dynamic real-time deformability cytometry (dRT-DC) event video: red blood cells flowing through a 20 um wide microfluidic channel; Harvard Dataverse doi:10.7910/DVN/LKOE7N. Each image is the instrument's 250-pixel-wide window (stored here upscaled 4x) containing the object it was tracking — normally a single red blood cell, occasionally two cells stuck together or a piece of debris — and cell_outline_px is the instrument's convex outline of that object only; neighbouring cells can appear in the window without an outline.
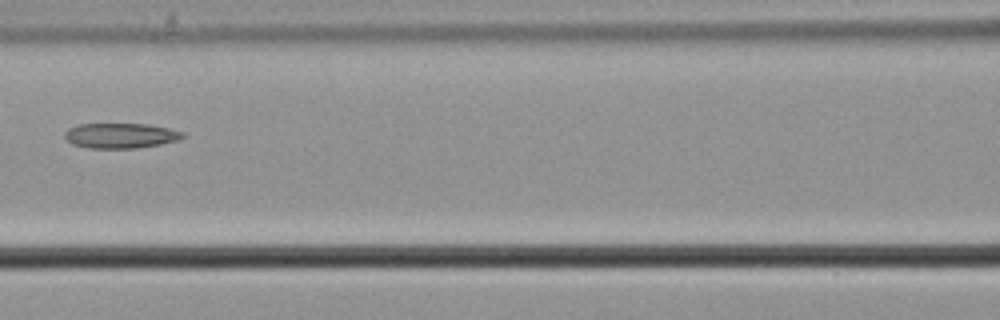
{"species": "common noctule bat (a hibernating species)", "species_latin": "Nyctalus noctula", "temperature_condition": "cold", "stored_images_in_passage": 9, "camera_frame_rate_fps": 3000, "um_per_image_px": 0.085, "animal": {"sex": "male", "body_mass_g": 21.5, "forearm_length_mm": 52.0}, "frame": {"image": 1, "passage_image": 6, "time_ms": 1.667, "image_size_px": [1000, 320], "cell_outline_px": [[184, 136], [180, 140], [160, 144], [136, 148], [88, 148], [72, 144], [64, 136], [64, 132], [68, 128], [80, 124], [148, 124], [168, 128], [184, 132]], "centroid_in_image_um": [10.25, 11.53], "position_along_channel_um": 156.3, "area_um2": 17.28}}
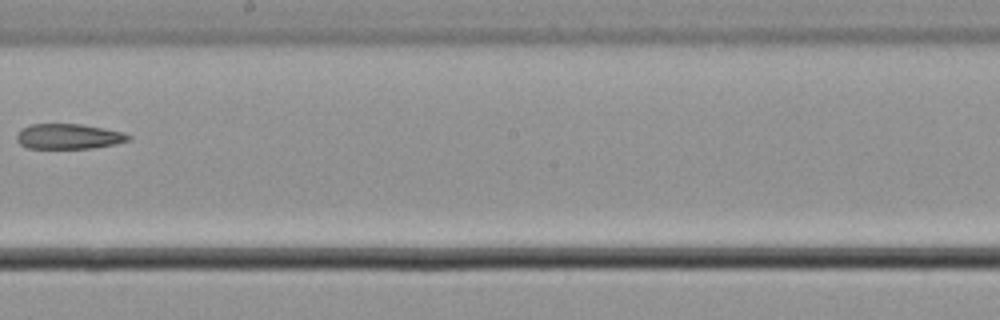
{"frame": {"image": 2, "passage_image": 8, "time_ms": 2.333, "image_size_px": [1000, 320], "cell_outline_px": [[132, 140], [116, 144], [92, 148], [28, 148], [20, 144], [16, 140], [16, 136], [20, 128], [32, 124], [80, 124], [104, 128], [124, 132], [132, 136]], "centroid_in_image_um": [5.86, 11.59], "position_along_channel_um": 242.3, "area_um2": 16.59}}
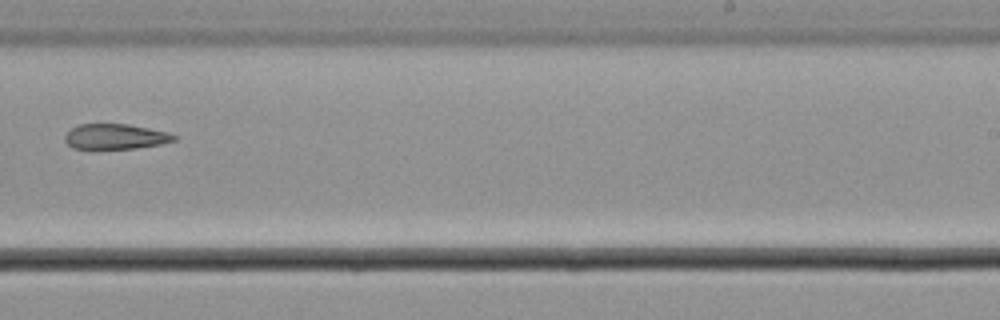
{"frame": {"image": 3, "passage_image": 9, "time_ms": 2.667, "image_size_px": [1000, 320], "cell_outline_px": [[176, 140], [160, 144], [136, 148], [72, 148], [64, 140], [64, 136], [72, 128], [80, 124], [128, 124], [168, 132], [176, 136]], "centroid_in_image_um": [9.81, 11.6], "position_along_channel_um": 279.2, "area_um2": 15.84}}